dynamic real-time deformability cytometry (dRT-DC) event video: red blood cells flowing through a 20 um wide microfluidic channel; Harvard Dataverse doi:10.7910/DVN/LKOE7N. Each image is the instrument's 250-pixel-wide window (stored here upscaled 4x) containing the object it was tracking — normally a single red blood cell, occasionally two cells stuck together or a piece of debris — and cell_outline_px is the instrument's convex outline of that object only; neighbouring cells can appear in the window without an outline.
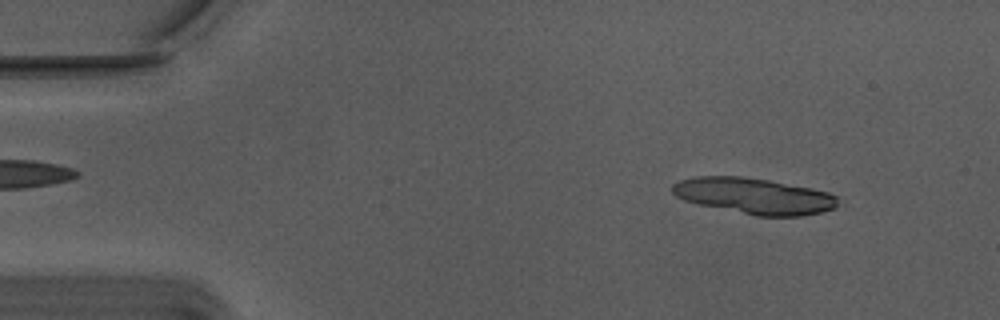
{"species": "Egyptian fruit bat (a non-hibernating species)", "species_latin": "Rousettus aegyptiacus", "temperature_condition": "warm", "stored_images_in_passage": 13, "camera_frame_rate_fps": 3000, "um_per_image_px": 0.085, "animal": {"sex": "male"}, "frame": {"image": 1, "passage_image": 6, "time_ms": 1.667, "image_size_px": [1000, 320], "cell_outline_px": [[844, 204], [820, 212], [800, 216], [756, 216], [700, 204], [684, 200], [676, 196], [672, 192], [672, 184], [680, 180], [696, 176], [740, 176], [768, 180], [812, 188], [828, 192], [836, 196]], "centroid_in_image_um": [64.13, 16.65], "position_along_channel_um": 20.9, "area_um2": 34.74}}